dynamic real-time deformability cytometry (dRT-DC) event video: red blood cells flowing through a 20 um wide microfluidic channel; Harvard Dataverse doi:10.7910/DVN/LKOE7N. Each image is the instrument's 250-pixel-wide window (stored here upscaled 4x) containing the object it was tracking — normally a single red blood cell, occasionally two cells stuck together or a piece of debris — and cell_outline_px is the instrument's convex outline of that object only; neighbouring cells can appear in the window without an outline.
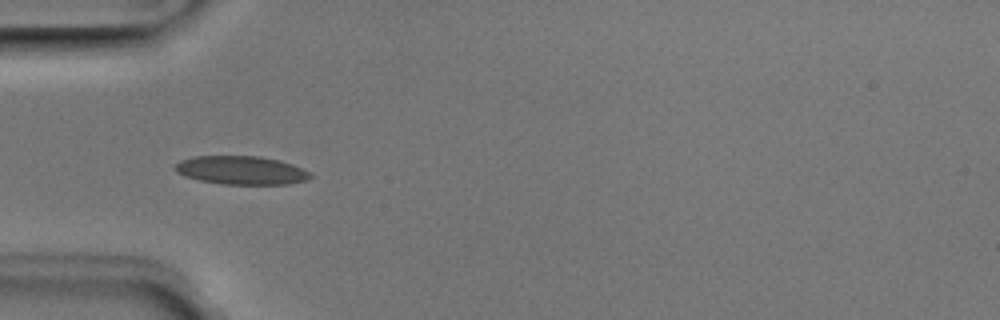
{"species": "Egyptian fruit bat (a non-hibernating species)", "species_latin": "Rousettus aegyptiacus", "temperature_condition": "room temperature", "stored_images_in_passage": 6, "camera_frame_rate_fps": 3000, "um_per_image_px": 0.085, "animal": {"sex": "male"}, "frame": {"image": 1, "passage_image": 3, "time_ms": 0.667, "image_size_px": [1000, 320], "cell_outline_px": [[312, 176], [308, 180], [288, 184], [220, 184], [200, 180], [184, 176], [176, 172], [172, 168], [180, 160], [196, 156], [260, 156], [280, 160], [292, 164], [312, 172]], "centroid_in_image_um": [20.52, 14.47], "position_along_channel_um": 64.5, "area_um2": 22.66}}
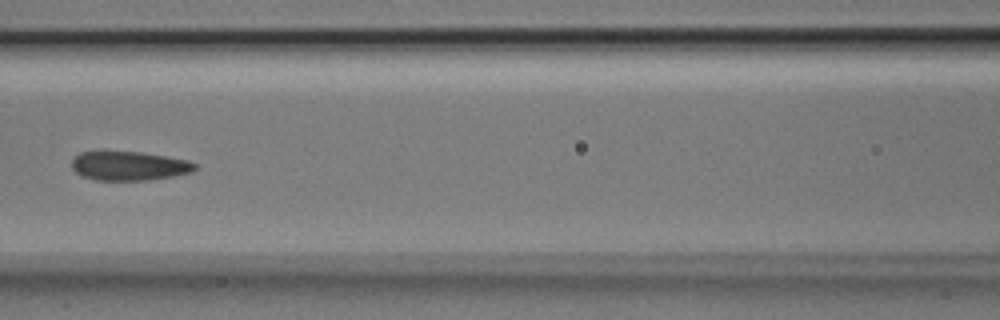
{"frame": {"image": 2, "passage_image": 5, "time_ms": 1.333, "image_size_px": [1000, 320], "cell_outline_px": [[196, 168], [192, 172], [172, 176], [148, 180], [96, 180], [84, 176], [76, 172], [72, 168], [72, 156], [80, 152], [100, 148], [104, 148], [140, 152], [188, 160], [196, 164]], "centroid_in_image_um": [10.88, 14.04], "position_along_channel_um": 155.7, "area_um2": 21.62}}
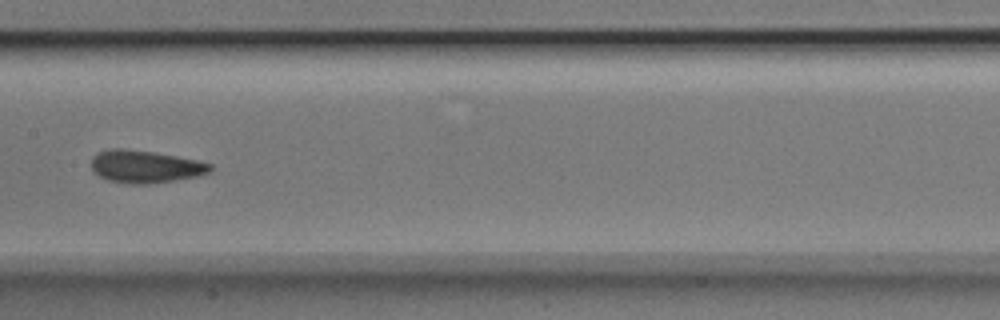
{"frame": {"image": 3, "passage_image": 6, "time_ms": 1.667, "image_size_px": [1000, 320], "cell_outline_px": [[212, 168], [208, 172], [200, 176], [176, 180], [148, 184], [128, 184], [108, 180], [100, 176], [92, 168], [92, 156], [100, 152], [112, 148], [120, 148], [152, 152], [176, 156], [196, 160], [212, 164]], "centroid_in_image_um": [12.36, 14.17], "position_along_channel_um": 195.0, "area_um2": 22.37}}